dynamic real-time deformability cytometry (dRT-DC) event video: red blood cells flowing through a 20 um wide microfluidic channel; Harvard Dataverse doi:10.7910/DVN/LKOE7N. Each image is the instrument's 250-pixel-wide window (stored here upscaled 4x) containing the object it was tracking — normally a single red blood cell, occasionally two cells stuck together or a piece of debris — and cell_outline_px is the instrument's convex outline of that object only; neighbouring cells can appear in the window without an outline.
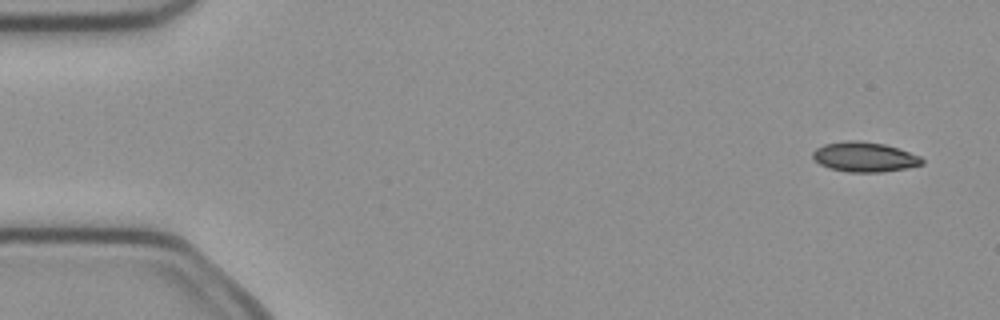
{"species": "common noctule bat (a hibernating species)", "species_latin": "Nyctalus noctula", "temperature_condition": "cold", "stored_images_in_passage": 6, "camera_frame_rate_fps": 3000, "um_per_image_px": 0.085, "animal": {"sex": "female", "body_mass_g": 21.9}, "frame": {"image": 1, "passage_image": 1, "time_ms": 0.0, "image_size_px": [1000, 320], "cell_outline_px": [[924, 164], [908, 168], [880, 172], [848, 172], [828, 168], [820, 164], [812, 156], [812, 152], [816, 148], [824, 144], [848, 140], [860, 140], [884, 144], [920, 156], [924, 160]], "centroid_in_image_um": [73.47, 13.34], "position_along_channel_um": 11.5, "area_um2": 19.02}}
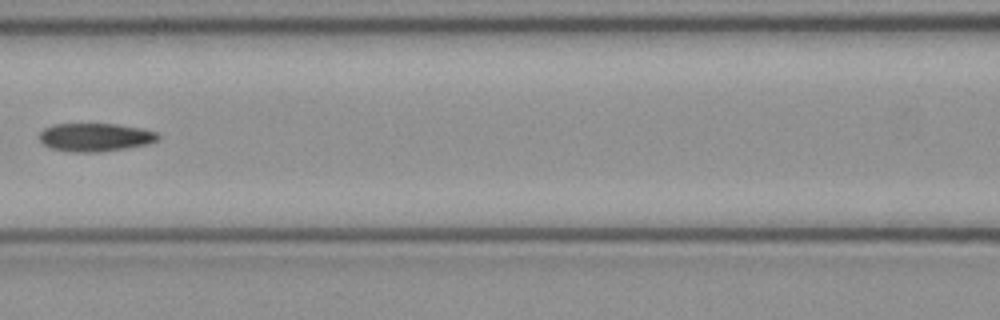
{"frame": {"image": 2, "passage_image": 6, "time_ms": 1.667, "image_size_px": [1000, 320], "cell_outline_px": [[160, 140], [148, 144], [100, 152], [76, 152], [48, 148], [40, 140], [40, 132], [44, 128], [52, 124], [116, 124], [144, 128], [156, 132], [160, 136]], "centroid_in_image_um": [8.11, 11.66], "position_along_channel_um": 158.5, "area_um2": 19.65}}